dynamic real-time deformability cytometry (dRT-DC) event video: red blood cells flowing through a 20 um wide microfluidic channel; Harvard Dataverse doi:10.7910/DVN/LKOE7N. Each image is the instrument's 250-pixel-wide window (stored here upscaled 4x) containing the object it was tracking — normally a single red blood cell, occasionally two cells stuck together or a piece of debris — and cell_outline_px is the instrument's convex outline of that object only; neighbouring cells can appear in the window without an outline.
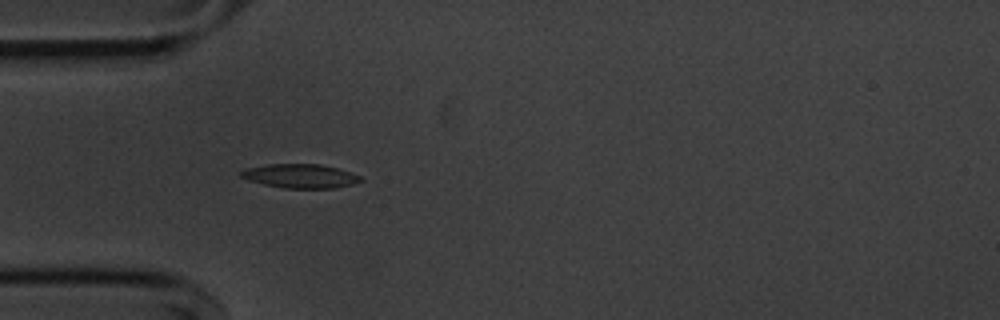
{"species": "common noctule bat (a hibernating species)", "species_latin": "Nyctalus noctula", "temperature_condition": "cold", "stored_images_in_passage": 40, "camera_frame_rate_fps": 3000, "um_per_image_px": 0.085, "animal": {"sex": "male", "body_mass_g": 20.1, "forearm_length_mm": 53.5}, "frame": {"image": 1, "passage_image": 1, "time_ms": 0.0, "image_size_px": [1000, 320], "cell_outline_px": [[364, 180], [352, 184], [336, 188], [284, 188], [264, 184], [248, 180], [240, 176], [240, 172], [244, 168], [268, 164], [320, 164], [336, 168], [360, 176]], "centroid_in_image_um": [25.49, 14.96], "position_along_channel_um": 59.5, "area_um2": 16.65}}
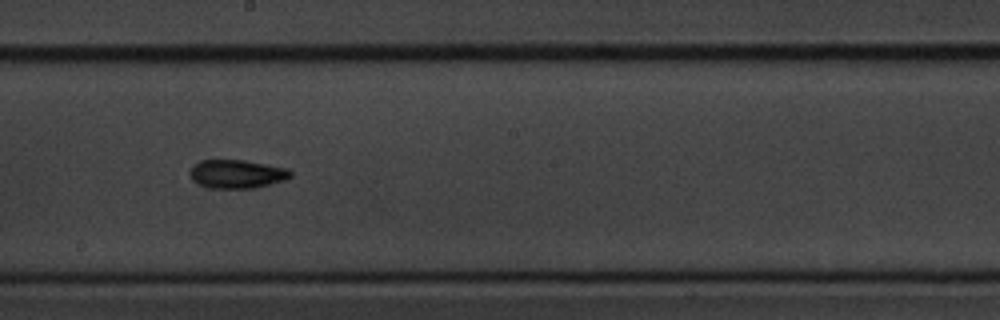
{"frame": {"image": 2, "passage_image": 15, "time_ms": 4.667, "image_size_px": [1000, 320], "cell_outline_px": [[292, 176], [284, 180], [256, 188], [212, 188], [200, 184], [192, 180], [192, 168], [200, 160], [244, 160], [268, 164], [288, 168], [292, 172]], "centroid_in_image_um": [20.2, 14.78], "position_along_channel_um": 228.0, "area_um2": 16.59}}
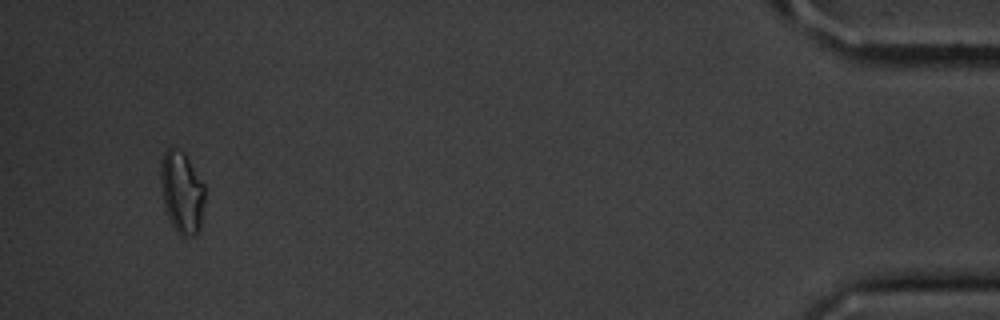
{"frame": {"image": 3, "passage_image": 37, "time_ms": 12.0, "image_size_px": [1000, 320], "cell_outline_px": [[204, 200], [200, 228], [196, 236], [180, 236], [176, 232], [168, 216], [164, 200], [160, 180], [160, 168], [164, 152], [168, 148], [172, 148], [184, 152], [204, 184]], "centroid_in_image_um": [15.47, 16.36], "position_along_channel_um": 419.7, "area_um2": 20.87}, "authors_computed_cell_mechanics": {"area_um2": 16.2418, "velocity_mm_per_s": 3.6477, "shape_relaxation_time_tau1_ms": 5.7245, "shape_relaxation_time_tau2_ms": 4.3364, "deformation_change_tau1": 0.1452, "deformation_change_tau2": 0.102}}